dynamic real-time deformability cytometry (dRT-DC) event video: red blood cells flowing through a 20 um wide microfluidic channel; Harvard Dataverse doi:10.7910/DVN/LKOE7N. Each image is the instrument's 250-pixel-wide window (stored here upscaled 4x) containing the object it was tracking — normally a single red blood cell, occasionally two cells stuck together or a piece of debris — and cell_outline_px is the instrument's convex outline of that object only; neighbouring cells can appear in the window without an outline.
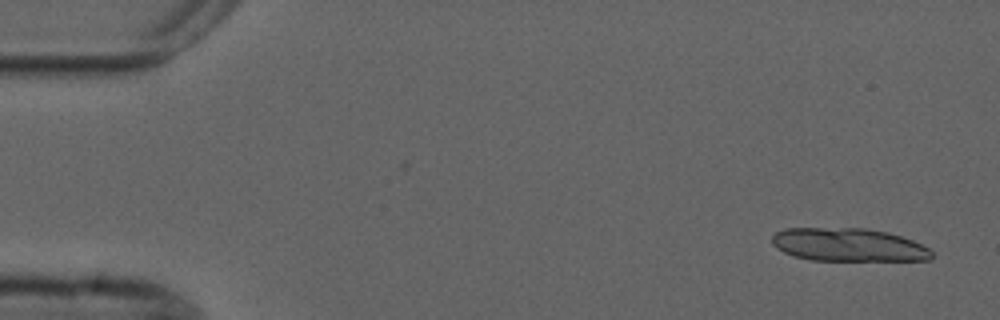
{"species": "common noctule bat (a hibernating species)", "species_latin": "Nyctalus noctula", "temperature_condition": "cold", "stored_images_in_passage": 2, "camera_frame_rate_fps": 3000, "um_per_image_px": 0.085, "animal": {"sex": "male", "forearm_length_mm": 52.5}, "frame": {"image": 1, "passage_image": 2, "time_ms": 2.333, "image_size_px": [1000, 320], "cell_outline_px": [[932, 260], [812, 260], [796, 256], [784, 252], [776, 248], [772, 244], [772, 236], [776, 232], [784, 228], [864, 228], [888, 232], [912, 240], [928, 248], [932, 252]], "centroid_in_image_um": [72.1, 20.8], "position_along_channel_um": 12.9, "area_um2": 30.75}}